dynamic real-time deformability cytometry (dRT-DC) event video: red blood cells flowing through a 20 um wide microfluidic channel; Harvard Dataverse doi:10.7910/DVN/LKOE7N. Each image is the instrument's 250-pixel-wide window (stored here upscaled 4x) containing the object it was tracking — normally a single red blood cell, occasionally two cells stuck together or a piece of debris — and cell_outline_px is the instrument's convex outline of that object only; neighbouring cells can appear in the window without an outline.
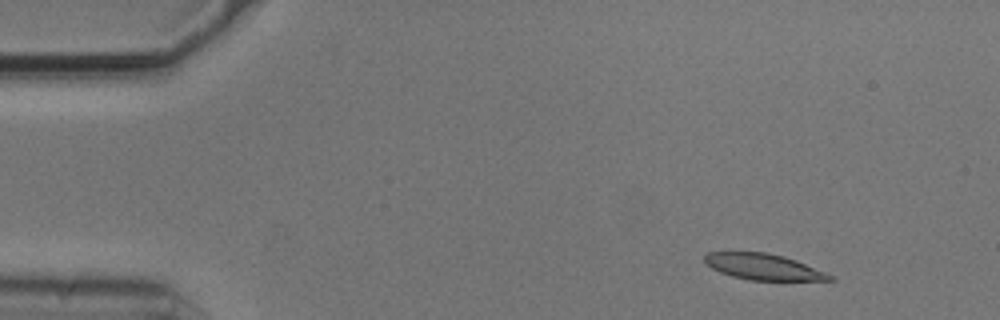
{"species": "common noctule bat (a hibernating species)", "species_latin": "Nyctalus noctula", "temperature_condition": "cold", "stored_images_in_passage": 10, "camera_frame_rate_fps": 3000, "um_per_image_px": 0.085, "animal": {"sex": "male", "body_mass_g": 20.5, "forearm_length_mm": 52.5}, "frame": {"image": 1, "passage_image": 1, "time_ms": 0.0, "image_size_px": [1000, 320], "cell_outline_px": [[836, 280], [752, 280], [732, 276], [720, 272], [712, 268], [704, 260], [704, 256], [708, 252], [764, 252], [784, 256], [796, 260], [836, 276]], "centroid_in_image_um": [64.93, 22.68], "position_along_channel_um": 20.1, "area_um2": 18.9}}
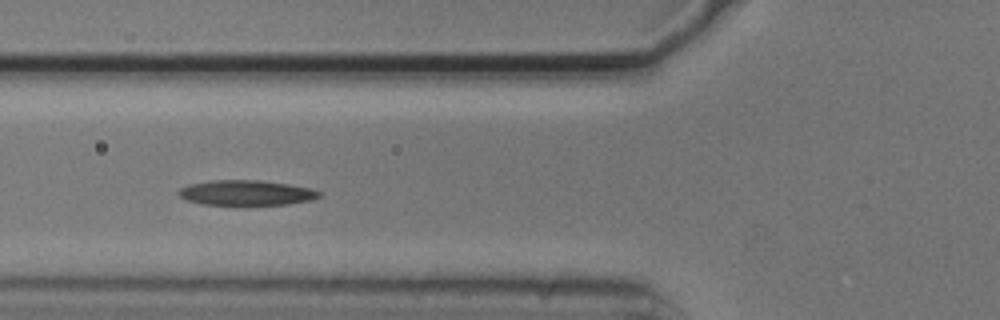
{"frame": {"image": 2, "passage_image": 5, "time_ms": 1.333, "image_size_px": [1000, 320], "cell_outline_px": [[324, 192], [320, 196], [312, 200], [288, 204], [244, 208], [204, 204], [188, 200], [180, 196], [176, 192], [180, 188], [188, 184], [212, 180], [260, 180], [288, 184], [312, 188]], "centroid_in_image_um": [20.96, 16.43], "position_along_channel_um": 104.8, "area_um2": 21.73}}
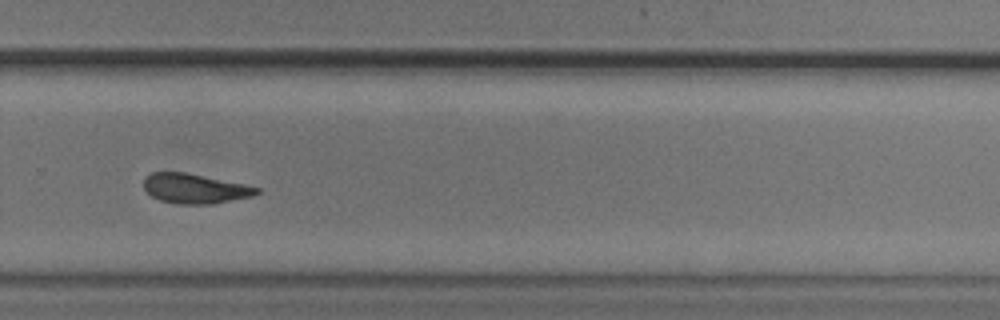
{"frame": {"image": 3, "passage_image": 10, "time_ms": 3.0, "image_size_px": [1000, 320], "cell_outline_px": [[260, 192], [252, 196], [208, 204], [176, 204], [160, 200], [152, 196], [144, 188], [144, 176], [152, 172], [184, 172], [244, 184], [260, 188]], "centroid_in_image_um": [16.53, 16.02], "position_along_channel_um": 313.3, "area_um2": 19.36}}